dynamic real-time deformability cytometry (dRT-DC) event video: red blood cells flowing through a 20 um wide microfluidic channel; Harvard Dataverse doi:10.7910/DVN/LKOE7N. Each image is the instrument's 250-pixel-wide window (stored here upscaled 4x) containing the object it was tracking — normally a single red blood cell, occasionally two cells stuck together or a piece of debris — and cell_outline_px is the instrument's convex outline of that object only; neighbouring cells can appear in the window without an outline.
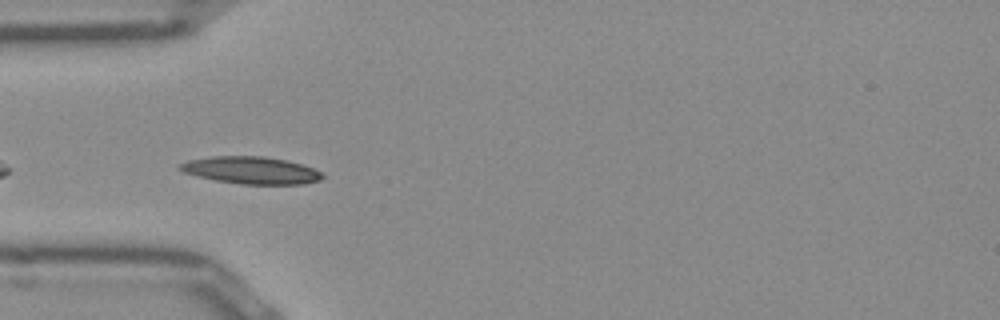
{"species": "Egyptian fruit bat (a non-hibernating species)", "species_latin": "Rousettus aegyptiacus", "temperature_condition": "room temperature", "stored_images_in_passage": 38, "camera_frame_rate_fps": 3000, "um_per_image_px": 0.085, "frame": {"image": 1, "passage_image": 2, "time_ms": 0.333, "image_size_px": [1000, 320], "cell_outline_px": [[324, 176], [320, 180], [304, 184], [240, 184], [216, 180], [184, 172], [176, 168], [176, 164], [188, 160], [212, 156], [264, 156], [288, 160], [324, 172]], "centroid_in_image_um": [21.34, 14.46], "position_along_channel_um": 63.7, "area_um2": 22.72}}
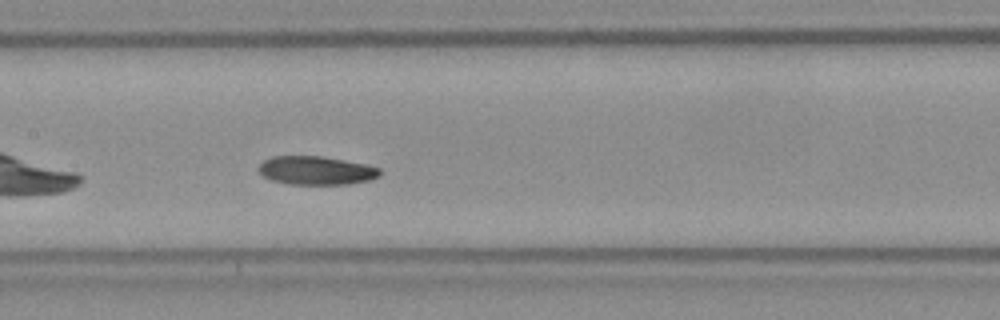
{"frame": {"image": 2, "passage_image": 11, "time_ms": 3.333, "image_size_px": [1000, 320], "cell_outline_px": [[380, 176], [368, 180], [348, 184], [288, 184], [272, 180], [264, 176], [256, 168], [264, 160], [272, 156], [320, 156], [344, 160], [364, 164], [380, 168]], "centroid_in_image_um": [26.85, 14.49], "position_along_channel_um": 180.6, "area_um2": 20.06}}
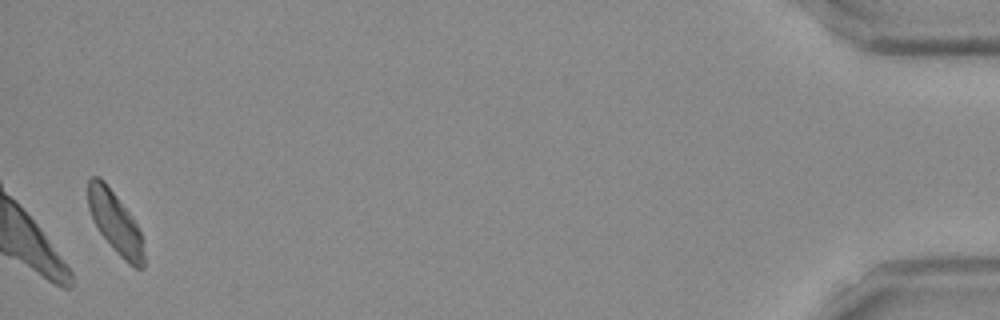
{"frame": {"image": 3, "passage_image": 37, "time_ms": 12.0, "image_size_px": [1000, 320], "cell_outline_px": [[144, 268], [132, 268], [116, 252], [100, 232], [88, 208], [88, 180], [92, 176], [100, 176], [104, 180], [132, 216], [140, 232], [144, 256]], "centroid_in_image_um": [9.79, 18.91], "position_along_channel_um": 425.4, "area_um2": 19.83}, "authors_computed_cell_mechanics": {"area_um2": 20.1722, "velocity_mm_per_s": 3.8961, "shape_relaxation_time_tau1_ms": 10.3012, "shape_relaxation_time_tau2_ms": 3.1199, "deformation_change_tau1": 0.228, "deformation_change_tau2": 0.0913}}